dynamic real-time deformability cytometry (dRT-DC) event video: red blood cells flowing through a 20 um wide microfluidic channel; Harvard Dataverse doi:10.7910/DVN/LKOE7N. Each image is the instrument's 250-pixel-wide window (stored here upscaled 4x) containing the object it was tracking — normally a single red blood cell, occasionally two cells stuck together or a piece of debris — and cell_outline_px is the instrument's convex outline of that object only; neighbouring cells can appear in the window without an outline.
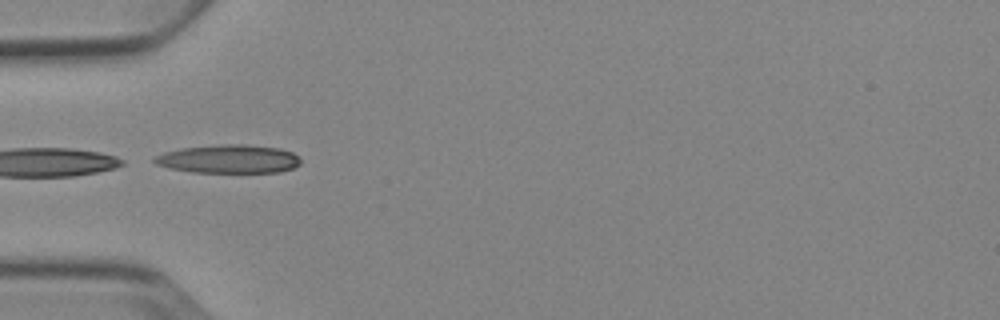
{"species": "Egyptian fruit bat (a non-hibernating species)", "species_latin": "Rousettus aegyptiacus", "temperature_condition": "cold", "stored_images_in_passage": 10, "camera_frame_rate_fps": 3000, "um_per_image_px": 0.085, "animal": {"sex": "female"}, "frame": {"image": 1, "passage_image": 5, "time_ms": 5.667, "image_size_px": [1000, 320], "cell_outline_px": [[300, 164], [292, 168], [280, 172], [192, 172], [168, 168], [156, 164], [152, 160], [156, 156], [164, 152], [184, 148], [224, 144], [244, 144], [280, 148], [292, 152], [300, 156]], "centroid_in_image_um": [19.47, 13.51], "position_along_channel_um": 65.5, "area_um2": 24.22}}
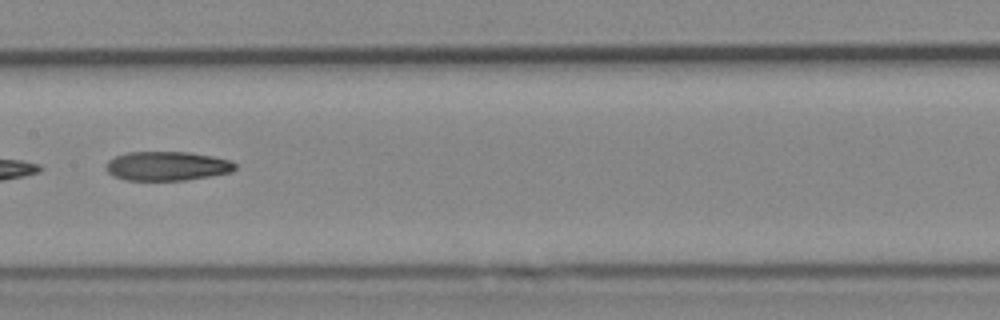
{"frame": {"image": 2, "passage_image": 8, "time_ms": 9.0, "image_size_px": [1000, 320], "cell_outline_px": [[236, 168], [232, 172], [184, 180], [124, 180], [112, 176], [104, 168], [104, 164], [108, 160], [116, 156], [128, 152], [188, 152], [212, 156], [232, 160], [236, 164]], "centroid_in_image_um": [14.17, 14.11], "position_along_channel_um": 193.2, "area_um2": 22.08}}
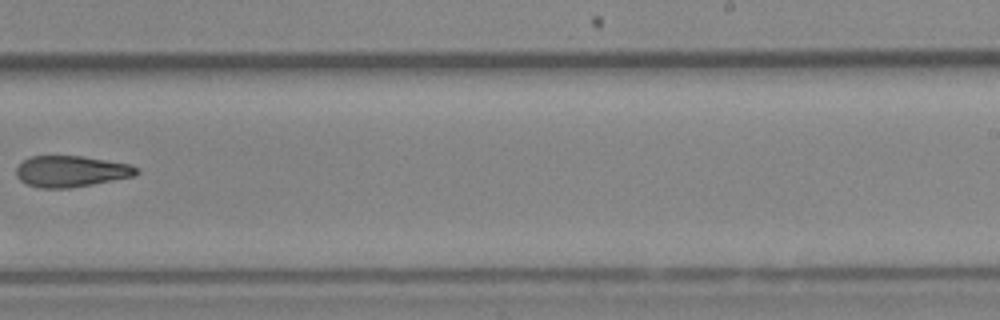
{"frame": {"image": 3, "passage_image": 10, "time_ms": 11.333, "image_size_px": [1000, 320], "cell_outline_px": [[140, 172], [136, 176], [92, 184], [68, 188], [40, 188], [28, 184], [20, 180], [16, 176], [16, 168], [24, 160], [32, 156], [80, 156], [128, 164], [136, 168]], "centroid_in_image_um": [6.03, 14.57], "position_along_channel_um": 283.0, "area_um2": 21.62}}